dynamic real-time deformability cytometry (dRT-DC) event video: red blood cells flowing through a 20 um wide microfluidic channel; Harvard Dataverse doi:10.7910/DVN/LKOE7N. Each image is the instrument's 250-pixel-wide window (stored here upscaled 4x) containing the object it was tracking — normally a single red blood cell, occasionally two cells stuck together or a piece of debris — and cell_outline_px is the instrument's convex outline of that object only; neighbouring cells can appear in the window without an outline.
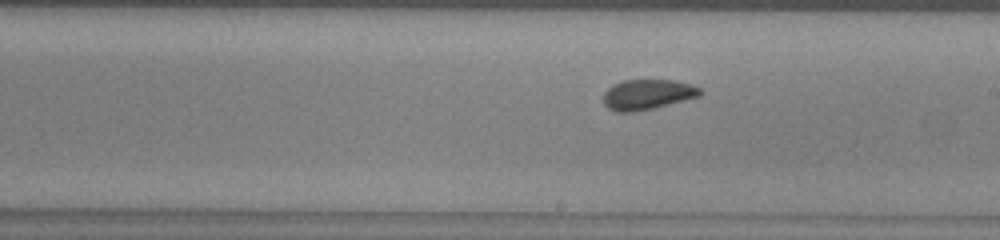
{"species": "common noctule bat (a hibernating species)", "species_latin": "Nyctalus noctula", "temperature_condition": "warm", "stored_images_in_passage": 25, "segment_of_instrument_passage": [2, 2], "camera_frame_rate_fps": 3000, "um_per_image_px": 0.085, "animal": {"sex": "male", "body_mass_g": 13.0, "forearm_length_mm": 53.1}, "frame": {"image": 1, "passage_image": 25, "time_ms": 8.0, "image_size_px": [1000, 240], "cell_outline_px": [[704, 92], [700, 96], [652, 108], [632, 112], [616, 112], [608, 108], [604, 104], [604, 92], [612, 84], [624, 80], [676, 80], [692, 84], [700, 88]], "centroid_in_image_um": [55.04, 8.02], "position_along_channel_um": 234.0, "area_um2": 17.05}}